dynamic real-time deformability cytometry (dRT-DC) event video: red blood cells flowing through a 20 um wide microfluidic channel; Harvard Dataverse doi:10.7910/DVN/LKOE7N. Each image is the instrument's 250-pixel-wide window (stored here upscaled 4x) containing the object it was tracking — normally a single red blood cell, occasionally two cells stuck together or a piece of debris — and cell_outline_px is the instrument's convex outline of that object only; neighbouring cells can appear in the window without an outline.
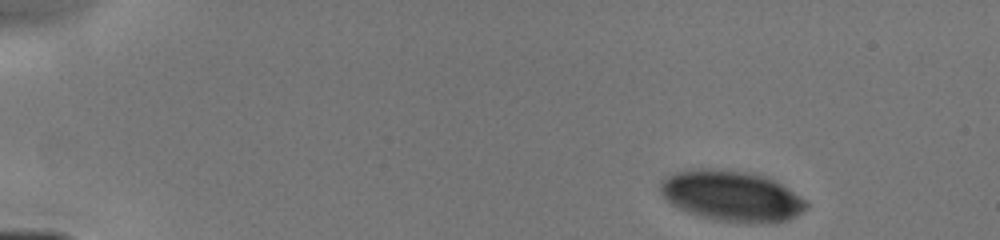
{"species": "human", "species_latin": "Homo sapiens", "temperature_condition": "cold", "stored_images_in_passage": 15, "camera_frame_rate_fps": 3000, "um_per_image_px": 0.085, "donor": {"sex": "male"}, "frame": {"image": 1, "passage_image": 1, "time_ms": 0.0, "image_size_px": [1000, 240], "cell_outline_px": [[808, 208], [796, 216], [788, 220], [752, 224], [720, 220], [696, 216], [672, 204], [660, 192], [660, 180], [664, 176], [676, 172], [692, 168], [700, 168], [744, 172], [768, 176], [808, 200]], "centroid_in_image_um": [62.21, 16.66], "position_along_channel_um": 22.8, "area_um2": 43.29}}
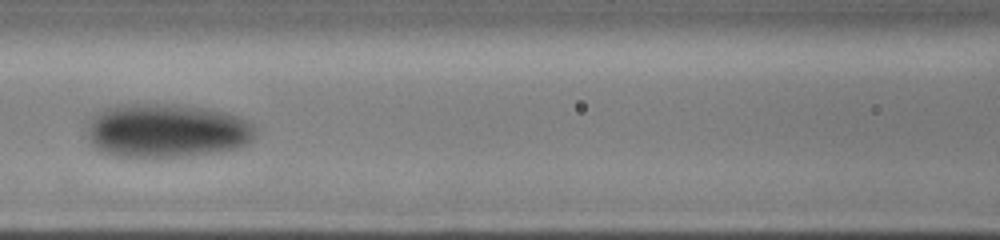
{"frame": {"image": 2, "passage_image": 11, "time_ms": 5.667, "image_size_px": [1000, 240], "cell_outline_px": [[256, 136], [248, 144], [236, 148], [220, 152], [188, 156], [112, 156], [100, 152], [88, 140], [84, 124], [96, 112], [104, 108], [120, 104], [180, 104], [228, 112], [240, 116], [256, 124]], "centroid_in_image_um": [14.16, 11.09], "position_along_channel_um": 152.4, "area_um2": 54.04}}
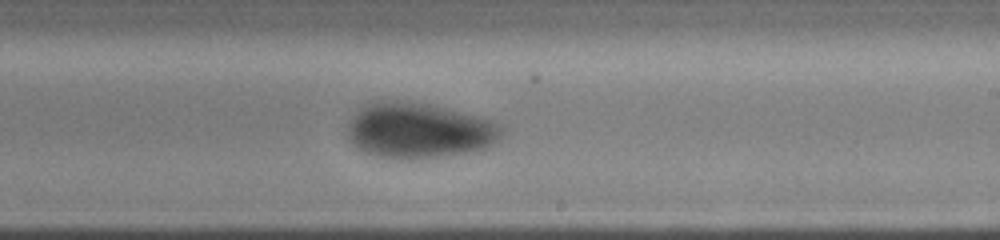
{"frame": {"image": 3, "passage_image": 15, "time_ms": 8.0, "image_size_px": [1000, 240], "cell_outline_px": [[504, 132], [492, 144], [484, 148], [468, 152], [420, 160], [400, 160], [380, 156], [364, 152], [356, 148], [352, 144], [348, 136], [348, 124], [356, 112], [368, 100], [396, 100], [428, 104], [492, 120], [500, 124], [504, 128]], "centroid_in_image_um": [35.57, 11.1], "position_along_channel_um": 253.4, "area_um2": 50.23}}